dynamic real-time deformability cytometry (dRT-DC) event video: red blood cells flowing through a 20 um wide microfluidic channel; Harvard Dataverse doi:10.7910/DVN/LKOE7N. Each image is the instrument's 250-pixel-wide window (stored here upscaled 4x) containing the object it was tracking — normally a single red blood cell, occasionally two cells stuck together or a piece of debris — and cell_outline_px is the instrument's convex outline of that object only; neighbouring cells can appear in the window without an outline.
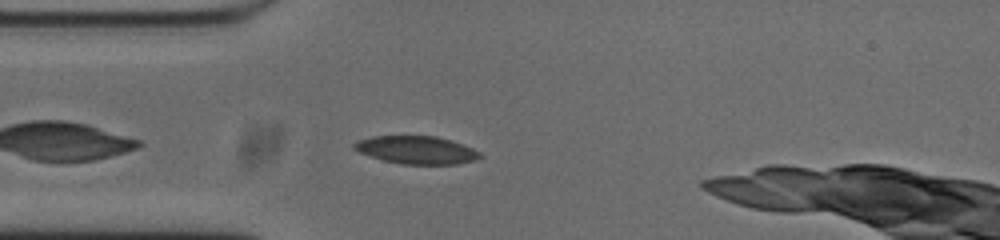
{"species": "common noctule bat (a hibernating species)", "species_latin": "Nyctalus noctula", "temperature_condition": "cold", "stored_images_in_passage": 36, "camera_frame_rate_fps": 3000, "um_per_image_px": 0.085, "animal": {"sex": "male", "body_mass_g": 20.0, "forearm_length_mm": 53.3}, "frame": {"image": 1, "passage_image": 3, "time_ms": 0.667, "image_size_px": [1000, 240], "cell_outline_px": [[484, 156], [476, 160], [456, 164], [400, 164], [384, 160], [360, 152], [352, 148], [352, 144], [356, 140], [372, 136], [436, 136], [452, 140], [472, 148], [480, 152]], "centroid_in_image_um": [35.41, 12.74], "position_along_channel_um": 49.6, "area_um2": 20.52}}
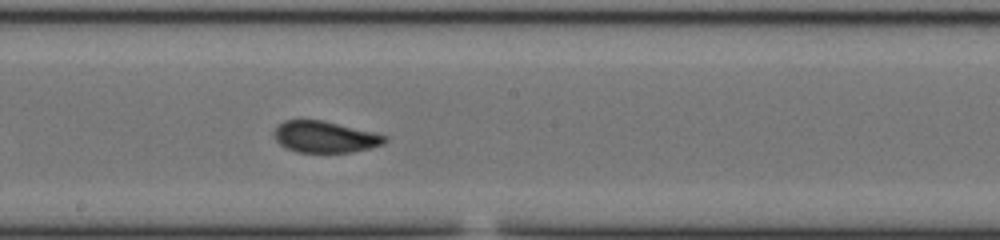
{"frame": {"image": 2, "passage_image": 17, "time_ms": 5.333, "image_size_px": [1000, 240], "cell_outline_px": [[388, 140], [384, 144], [352, 152], [296, 152], [280, 144], [276, 140], [272, 132], [284, 120], [324, 120], [388, 136]], "centroid_in_image_um": [27.62, 11.63], "position_along_channel_um": 220.6, "area_um2": 20.17}}
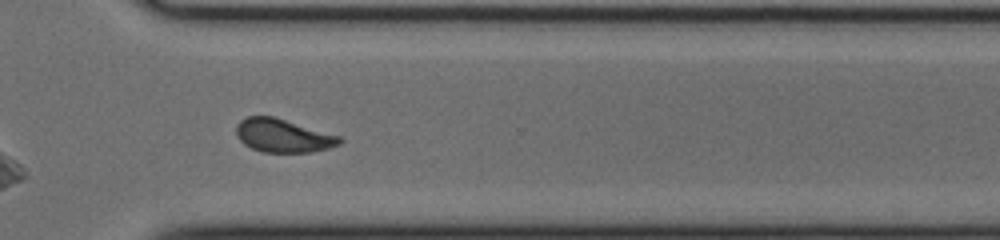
{"frame": {"image": 3, "passage_image": 27, "time_ms": 8.667, "image_size_px": [1000, 240], "cell_outline_px": [[344, 140], [340, 144], [328, 148], [308, 152], [260, 152], [244, 144], [236, 136], [236, 124], [240, 120], [248, 116], [272, 116], [340, 136]], "centroid_in_image_um": [24.03, 11.53], "position_along_channel_um": 346.6, "area_um2": 20.0}, "authors_computed_cell_mechanics": {"area_um2": 20.2878, "velocity_mm_per_s": 3.7699, "shape_relaxation_time_tau1_ms": 4.6021, "shape_relaxation_time_tau2_ms": 1.3069, "deformation_change_tau1": 0.1119, "deformation_change_tau2": 0.0663}}